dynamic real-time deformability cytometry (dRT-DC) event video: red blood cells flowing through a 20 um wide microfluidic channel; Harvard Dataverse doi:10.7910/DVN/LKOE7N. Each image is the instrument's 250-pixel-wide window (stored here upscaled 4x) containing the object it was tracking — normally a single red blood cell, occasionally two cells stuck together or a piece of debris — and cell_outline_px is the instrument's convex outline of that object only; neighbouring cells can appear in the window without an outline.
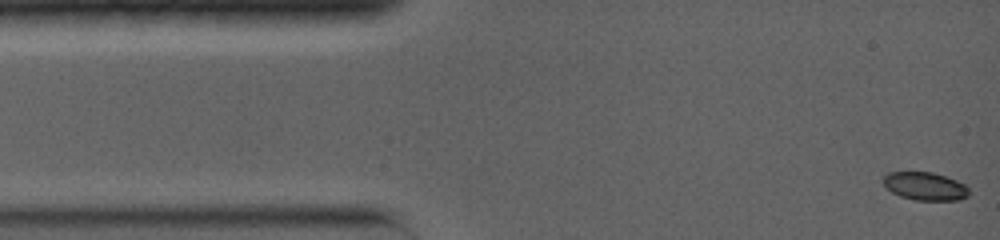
{"species": "common noctule bat (a hibernating species)", "species_latin": "Nyctalus noctula", "temperature_condition": "warm", "stored_images_in_passage": 39, "camera_frame_rate_fps": 5000, "um_per_image_px": 0.085, "animal": {"sex": "female", "body_mass_g": 19.0, "forearm_length_mm": 56.7}, "frame": {"image": 1, "passage_image": 1, "time_ms": 0.0, "image_size_px": [1000, 240], "cell_outline_px": [[968, 196], [960, 200], [916, 200], [900, 196], [892, 192], [880, 180], [888, 172], [932, 172], [956, 180], [964, 184], [968, 188]], "centroid_in_image_um": [78.61, 15.82], "position_along_channel_um": 6.4, "area_um2": 13.99}}
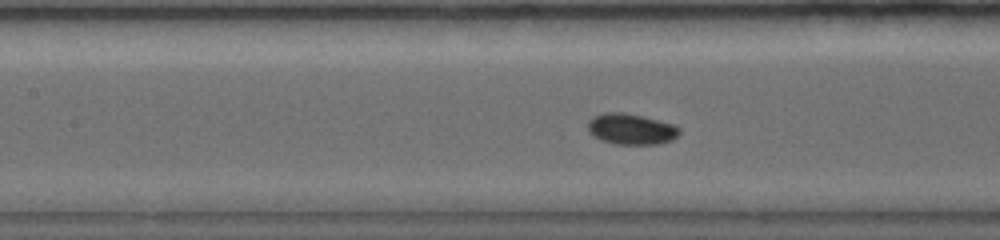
{"frame": {"image": 2, "passage_image": 19, "time_ms": 5.8, "image_size_px": [1000, 240], "cell_outline_px": [[680, 132], [672, 140], [656, 144], [616, 144], [592, 136], [588, 132], [588, 120], [592, 116], [604, 112], [624, 112], [672, 124], [680, 128]], "centroid_in_image_um": [53.6, 10.96], "position_along_channel_um": 153.8, "area_um2": 16.36}}
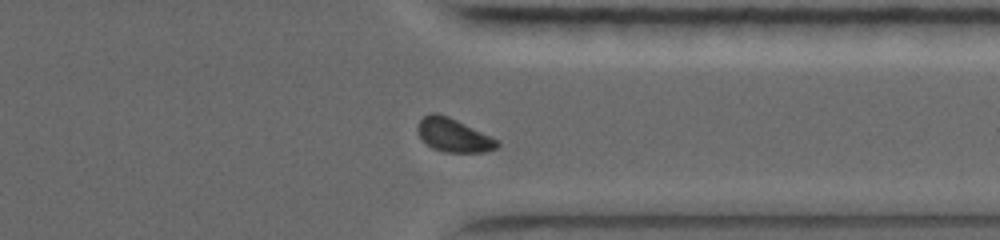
{"frame": {"image": 3, "passage_image": 38, "time_ms": 11.4, "image_size_px": [1000, 240], "cell_outline_px": [[500, 144], [496, 148], [484, 152], [444, 152], [432, 148], [420, 136], [416, 128], [420, 120], [428, 112], [436, 112], [448, 116], [500, 140]], "centroid_in_image_um": [38.56, 11.48], "position_along_channel_um": 372.8, "area_um2": 15.55}, "authors_computed_cell_mechanics": {"area_um2": 15.7794, "velocity_mm_per_s": 3.9083, "shape_relaxation_time_tau1_ms": 8.4189, "shape_relaxation_time_tau2_ms": null, "deformation_change_tau1": 0.1545, "deformation_change_tau2": null}}